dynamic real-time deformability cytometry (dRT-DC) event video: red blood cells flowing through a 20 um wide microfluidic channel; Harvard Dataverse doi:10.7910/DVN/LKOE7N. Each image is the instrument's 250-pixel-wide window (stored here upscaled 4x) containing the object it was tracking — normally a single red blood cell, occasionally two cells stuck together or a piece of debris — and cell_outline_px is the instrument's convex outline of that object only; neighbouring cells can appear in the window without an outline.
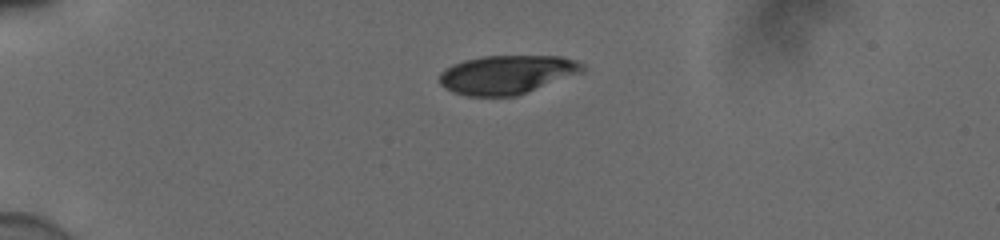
{"species": "human", "species_latin": "Homo sapiens", "temperature_condition": "cold", "stored_images_in_passage": 39, "camera_frame_rate_fps": 3000, "um_per_image_px": 0.085, "donor": {"sex": "male"}, "frame": {"image": 1, "passage_image": 1, "time_ms": 0.0, "image_size_px": [1000, 240], "cell_outline_px": [[584, 72], [516, 96], [468, 96], [452, 92], [440, 84], [440, 72], [452, 64], [464, 60], [484, 56], [560, 56], [576, 60], [584, 64]], "centroid_in_image_um": [43.1, 6.34], "position_along_channel_um": 41.9, "area_um2": 32.37}}
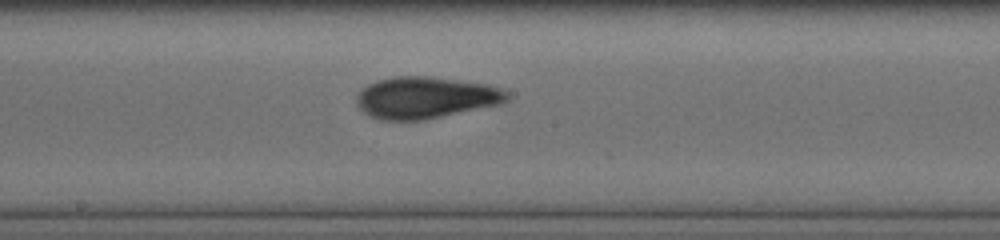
{"frame": {"image": 2, "passage_image": 17, "time_ms": 5.333, "image_size_px": [1000, 240], "cell_outline_px": [[508, 100], [500, 104], [424, 120], [380, 120], [364, 112], [356, 104], [356, 96], [368, 84], [380, 80], [396, 76], [424, 76], [488, 84], [508, 92]], "centroid_in_image_um": [36.16, 8.3], "position_along_channel_um": 212.0, "area_um2": 36.18}}
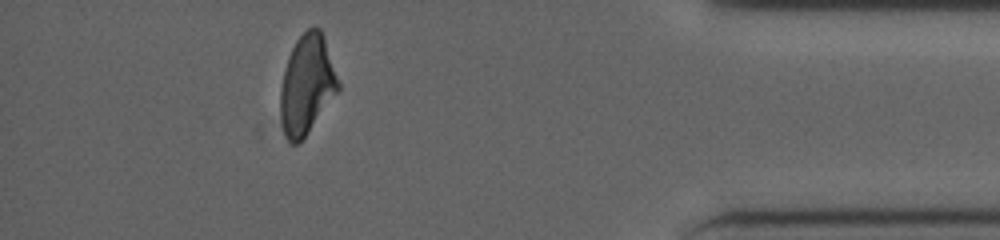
{"frame": {"image": 3, "passage_image": 34, "time_ms": 11.0, "image_size_px": [1000, 240], "cell_outline_px": [[340, 88], [308, 132], [296, 144], [292, 144], [288, 140], [284, 132], [280, 116], [280, 88], [288, 56], [296, 40], [308, 28], [320, 28], [324, 36], [340, 84]], "centroid_in_image_um": [26.07, 7.18], "position_along_channel_um": 409.1, "area_um2": 33.0}, "authors_computed_cell_mechanics": {"area_um2": 35.0846, "velocity_mm_per_s": 3.892, "shape_relaxation_time_tau1_ms": 4.459, "shape_relaxation_time_tau2_ms": 1.7082, "deformation_change_tau1": 0.1436, "deformation_change_tau2": 0.0587}}